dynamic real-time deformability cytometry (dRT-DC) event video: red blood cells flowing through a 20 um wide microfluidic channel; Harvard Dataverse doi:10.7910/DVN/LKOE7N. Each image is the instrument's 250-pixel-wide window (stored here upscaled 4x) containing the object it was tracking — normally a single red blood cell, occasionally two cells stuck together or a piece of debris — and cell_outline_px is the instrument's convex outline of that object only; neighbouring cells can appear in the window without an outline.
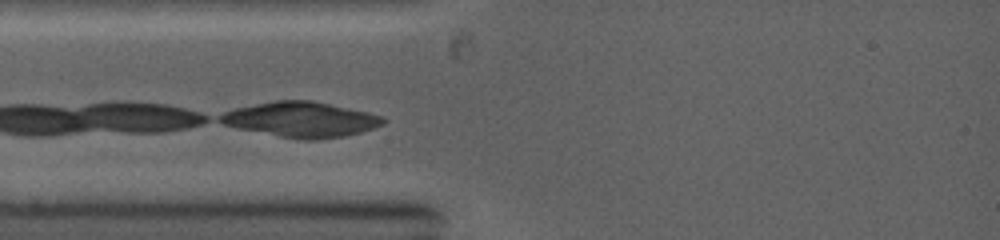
{"species": "common noctule bat (a hibernating species)", "species_latin": "Nyctalus noctula", "temperature_condition": "warm", "stored_images_in_passage": 1, "camera_frame_rate_fps": 5000, "um_per_image_px": 0.085, "animal": {"sex": "female", "body_mass_g": 19.0, "forearm_length_mm": 53.3}, "frame": {"image": 1, "passage_image": 1, "time_ms": 0.0, "image_size_px": [1000, 240], "cell_outline_px": [[384, 124], [360, 132], [344, 136], [316, 140], [304, 140], [280, 136], [240, 128], [224, 124], [216, 120], [216, 116], [224, 112], [236, 108], [276, 100], [312, 100], [368, 112], [384, 116]], "centroid_in_image_um": [25.59, 10.15], "position_along_channel_um": 59.4, "area_um2": 33.18}}